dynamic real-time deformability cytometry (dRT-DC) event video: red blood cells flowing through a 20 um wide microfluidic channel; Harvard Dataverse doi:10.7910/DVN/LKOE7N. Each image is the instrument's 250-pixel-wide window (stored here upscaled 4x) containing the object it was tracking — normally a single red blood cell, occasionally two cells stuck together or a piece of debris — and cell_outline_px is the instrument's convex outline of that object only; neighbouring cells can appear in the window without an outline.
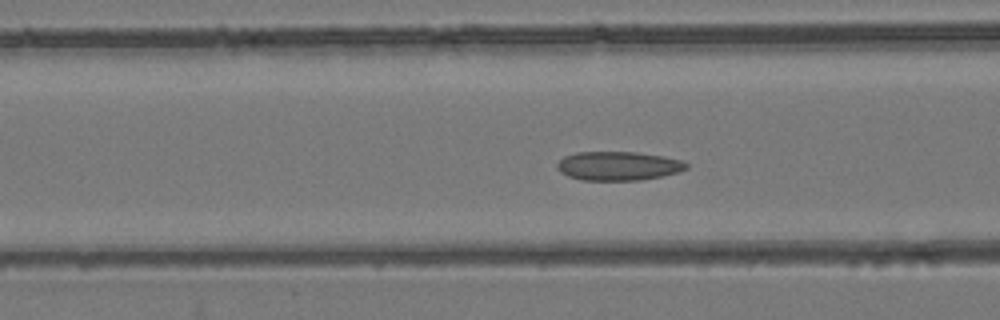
{"species": "common noctule bat (a hibernating species)", "species_latin": "Nyctalus noctula", "temperature_condition": "room temperature", "stored_images_in_passage": 54, "camera_frame_rate_fps": 3000, "um_per_image_px": 0.085, "animal": {"sex": "female", "body_mass_g": 24.6, "forearm_length_mm": 56.2}, "frame": {"image": 1, "passage_image": 22, "time_ms": 7.0, "image_size_px": [1000, 320], "cell_outline_px": [[688, 168], [676, 172], [660, 176], [640, 180], [580, 180], [568, 176], [560, 172], [556, 168], [556, 164], [564, 156], [576, 152], [636, 152], [664, 156], [680, 160], [688, 164]], "centroid_in_image_um": [52.51, 14.1], "position_along_channel_um": 114.1, "area_um2": 21.73}}
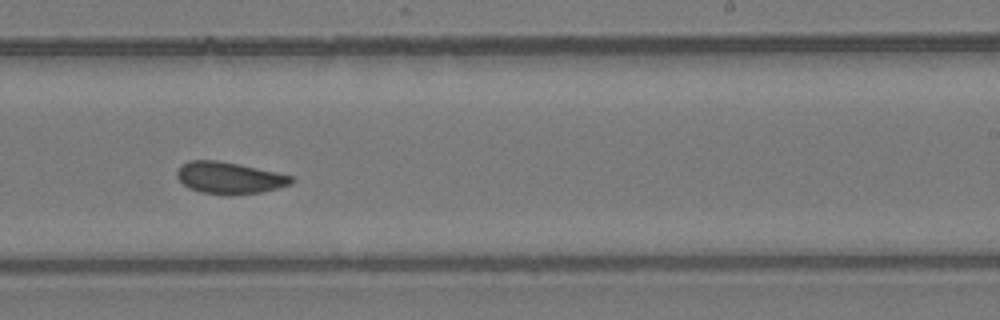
{"frame": {"image": 2, "passage_image": 34, "time_ms": 11.0, "image_size_px": [1000, 320], "cell_outline_px": [[296, 180], [292, 184], [260, 192], [200, 192], [188, 188], [176, 176], [176, 172], [180, 164], [188, 160], [216, 160], [240, 164], [276, 172], [292, 176]], "centroid_in_image_um": [19.47, 15.06], "position_along_channel_um": 269.5, "area_um2": 20.58}}
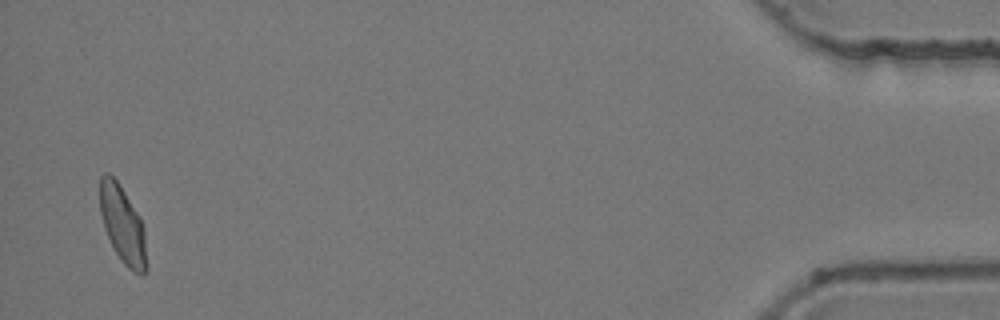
{"frame": {"image": 3, "passage_image": 53, "time_ms": 17.333, "image_size_px": [1000, 320], "cell_outline_px": [[148, 268], [144, 276], [140, 276], [132, 272], [120, 260], [104, 228], [100, 212], [100, 176], [104, 172], [108, 172], [116, 180], [124, 192], [136, 212], [144, 228]], "centroid_in_image_um": [10.44, 19.17], "position_along_channel_um": 424.8, "area_um2": 20.98}, "authors_computed_cell_mechanics": {"area_um2": 21.3282, "velocity_mm_per_s": 3.8896, "shape_relaxation_time_tau1_ms": null, "shape_relaxation_time_tau2_ms": 1.6988, "deformation_change_tau1": null, "deformation_change_tau2": 0.0742}}